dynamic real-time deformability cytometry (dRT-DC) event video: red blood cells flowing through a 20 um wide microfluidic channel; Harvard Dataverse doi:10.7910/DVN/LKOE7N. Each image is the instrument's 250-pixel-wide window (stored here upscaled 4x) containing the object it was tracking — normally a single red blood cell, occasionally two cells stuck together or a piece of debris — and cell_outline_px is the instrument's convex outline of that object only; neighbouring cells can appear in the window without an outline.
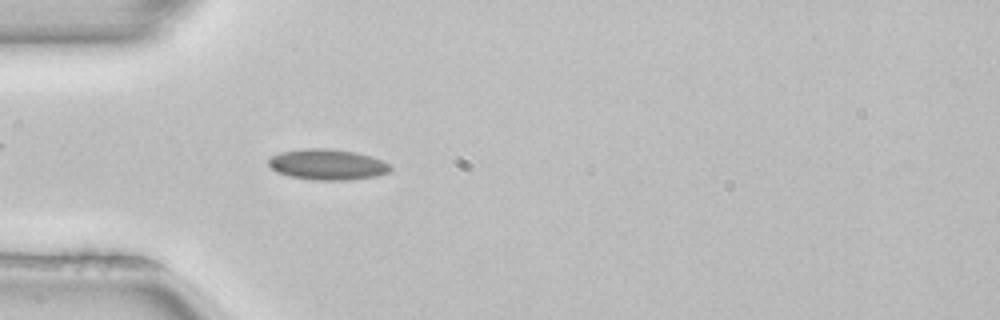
{"species": "common noctule bat (a hibernating species)", "species_latin": "Nyctalus noctula", "temperature_condition": "room temperature", "stored_images_in_passage": 51, "camera_frame_rate_fps": 3000, "um_per_image_px": 0.085, "animal": {"sex": "female", "body_mass_g": 22.7, "forearm_length_mm": 54.2}, "frame": {"image": 1, "passage_image": 15, "time_ms": 4.667, "image_size_px": [1000, 320], "cell_outline_px": [[392, 172], [376, 176], [352, 180], [312, 180], [292, 176], [276, 172], [268, 164], [268, 156], [280, 152], [304, 148], [328, 148], [356, 152], [372, 156], [392, 164]], "centroid_in_image_um": [27.87, 13.98], "position_along_channel_um": 57.1, "area_um2": 22.25}, "authors_computed_cell_mechanics": {"area_um2": 20.1722, "velocity_mm_per_s": 3.9772, "shape_relaxation_time_tau1_ms": null, "shape_relaxation_time_tau2_ms": 5.7772, "deformation_change_tau1": null, "deformation_change_tau2": 0.091}}